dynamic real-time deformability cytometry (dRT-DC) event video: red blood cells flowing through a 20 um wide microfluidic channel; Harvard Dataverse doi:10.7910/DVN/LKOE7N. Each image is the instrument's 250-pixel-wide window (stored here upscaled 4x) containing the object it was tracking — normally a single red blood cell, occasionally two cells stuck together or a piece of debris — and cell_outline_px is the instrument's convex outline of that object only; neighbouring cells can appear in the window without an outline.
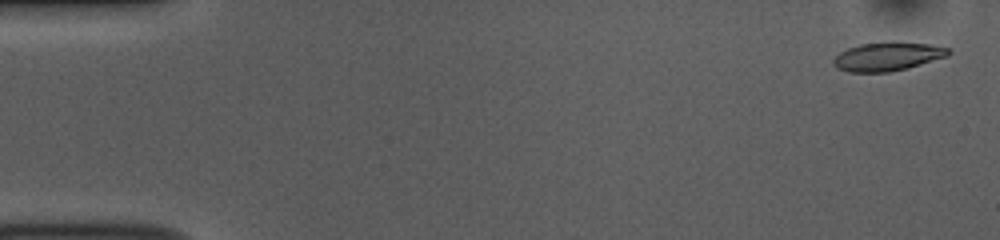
{"species": "common noctule bat (a hibernating species)", "species_latin": "Nyctalus noctula", "temperature_condition": "room temperature", "stored_images_in_passage": 52, "camera_frame_rate_fps": 3000, "um_per_image_px": 0.085, "animal": {"sex": "female", "body_mass_g": 10.0, "forearm_length_mm": 53.1}, "frame": {"image": 1, "passage_image": 2, "time_ms": 0.333, "image_size_px": [1000, 240], "cell_outline_px": [[952, 52], [948, 56], [908, 68], [888, 72], [848, 72], [836, 68], [832, 64], [832, 60], [840, 52], [848, 48], [860, 44], [896, 40], [932, 44], [948, 48]], "centroid_in_image_um": [75.46, 4.78], "position_along_channel_um": 9.5, "area_um2": 19.65}}
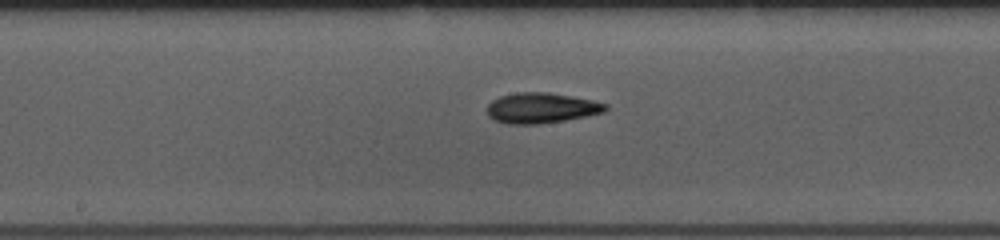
{"frame": {"image": 2, "passage_image": 27, "time_ms": 8.667, "image_size_px": [1000, 240], "cell_outline_px": [[608, 108], [604, 112], [588, 116], [540, 124], [508, 124], [492, 120], [488, 116], [488, 104], [492, 100], [500, 96], [520, 92], [548, 92], [592, 100], [608, 104]], "centroid_in_image_um": [46.01, 9.18], "position_along_channel_um": 202.2, "area_um2": 21.04}}
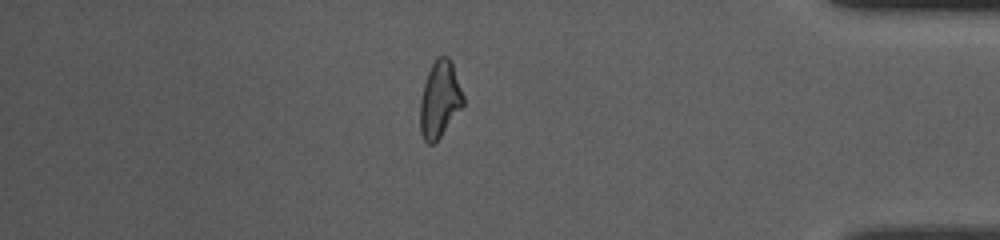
{"frame": {"image": 3, "passage_image": 45, "time_ms": 14.667, "image_size_px": [1000, 240], "cell_outline_px": [[464, 104], [440, 136], [432, 144], [428, 144], [424, 140], [420, 132], [420, 100], [424, 84], [428, 72], [436, 56], [448, 56], [452, 64], [464, 96]], "centroid_in_image_um": [37.36, 8.44], "position_along_channel_um": 397.8, "area_um2": 18.96}, "authors_computed_cell_mechanics": {"area_um2": 19.7965, "velocity_mm_per_s": 3.8249, "shape_relaxation_time_tau1_ms": 3.8241, "shape_relaxation_time_tau2_ms": 4.8644, "deformation_change_tau1": 0.1507, "deformation_change_tau2": 0.1509}}